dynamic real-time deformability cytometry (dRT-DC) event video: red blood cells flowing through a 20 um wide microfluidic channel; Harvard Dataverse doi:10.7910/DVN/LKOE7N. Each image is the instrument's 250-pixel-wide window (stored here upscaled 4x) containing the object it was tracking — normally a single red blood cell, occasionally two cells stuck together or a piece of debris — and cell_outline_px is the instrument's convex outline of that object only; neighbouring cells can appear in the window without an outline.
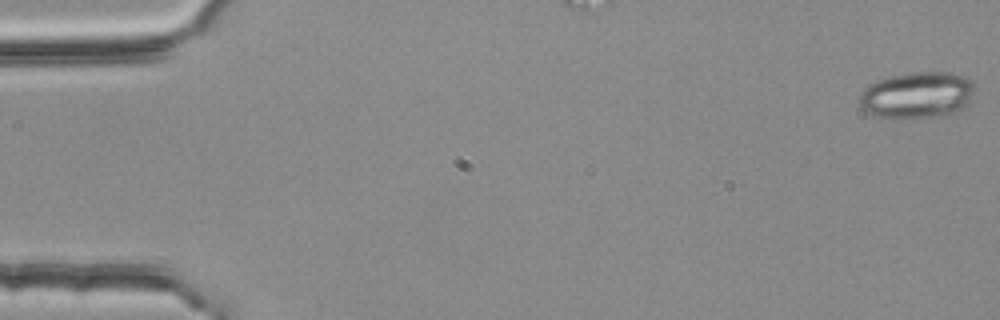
{"species": "common noctule bat (a hibernating species)", "species_latin": "Nyctalus noctula", "temperature_condition": "room temperature", "stored_images_in_passage": 9, "camera_frame_rate_fps": 3000, "um_per_image_px": 0.085, "animal": {"sex": "female", "body_mass_g": 25.1}, "frame": {"image": 1, "passage_image": 1, "time_ms": 0.0, "image_size_px": [1000, 320], "cell_outline_px": [[972, 92], [968, 104], [964, 108], [956, 112], [932, 116], [876, 116], [868, 112], [860, 104], [856, 96], [868, 84], [892, 76], [908, 72], [952, 72], [968, 76], [972, 80]], "centroid_in_image_um": [77.96, 8.03], "position_along_channel_um": 7.0, "area_um2": 30.75}}